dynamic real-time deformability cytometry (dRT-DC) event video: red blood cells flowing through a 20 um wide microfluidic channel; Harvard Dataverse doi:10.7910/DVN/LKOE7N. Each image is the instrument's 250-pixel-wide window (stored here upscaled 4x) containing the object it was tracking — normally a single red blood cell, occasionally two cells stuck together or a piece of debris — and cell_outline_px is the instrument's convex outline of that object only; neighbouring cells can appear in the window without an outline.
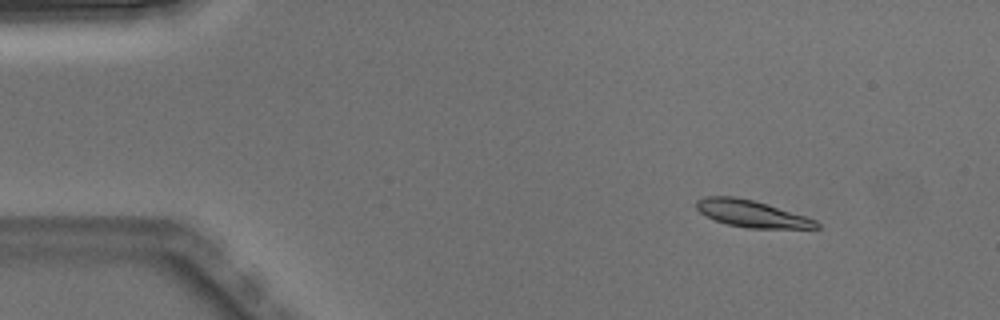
{"species": "Egyptian fruit bat (a non-hibernating species)", "species_latin": "Rousettus aegyptiacus", "temperature_condition": "warm", "stored_images_in_passage": 5, "camera_frame_rate_fps": 3000, "um_per_image_px": 0.085, "animal": {"sex": "male"}, "frame": {"image": 1, "passage_image": 2, "time_ms": 0.333, "image_size_px": [1000, 320], "cell_outline_px": [[820, 228], [748, 228], [728, 224], [716, 220], [700, 212], [696, 208], [696, 200], [704, 196], [736, 196], [752, 200], [804, 216], [816, 220], [820, 224]], "centroid_in_image_um": [63.86, 18.16], "position_along_channel_um": 21.1, "area_um2": 18.44}}